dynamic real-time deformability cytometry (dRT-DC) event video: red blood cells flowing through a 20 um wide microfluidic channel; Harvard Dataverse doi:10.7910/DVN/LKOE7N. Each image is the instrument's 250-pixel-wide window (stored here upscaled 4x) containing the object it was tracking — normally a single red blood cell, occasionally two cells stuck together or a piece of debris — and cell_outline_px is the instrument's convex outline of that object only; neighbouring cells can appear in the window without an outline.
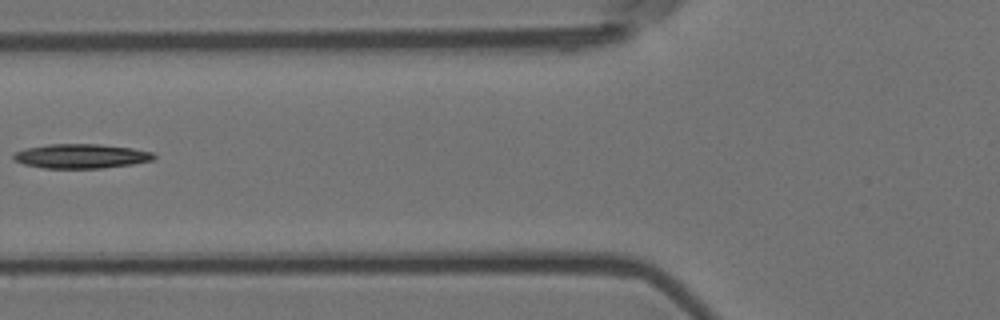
{"species": "Egyptian fruit bat (a non-hibernating species)", "species_latin": "Rousettus aegyptiacus", "temperature_condition": "room temperature", "stored_images_in_passage": 7, "camera_frame_rate_fps": 3000, "um_per_image_px": 0.085, "animal": {"sex": "female"}, "frame": {"image": 1, "passage_image": 6, "time_ms": 1.667, "image_size_px": [1000, 320], "cell_outline_px": [[156, 156], [152, 160], [132, 164], [104, 168], [44, 168], [24, 164], [16, 160], [12, 156], [16, 152], [24, 148], [48, 144], [100, 144], [132, 148], [152, 152]], "centroid_in_image_um": [6.9, 13.27], "position_along_channel_um": 118.9, "area_um2": 19.88}}
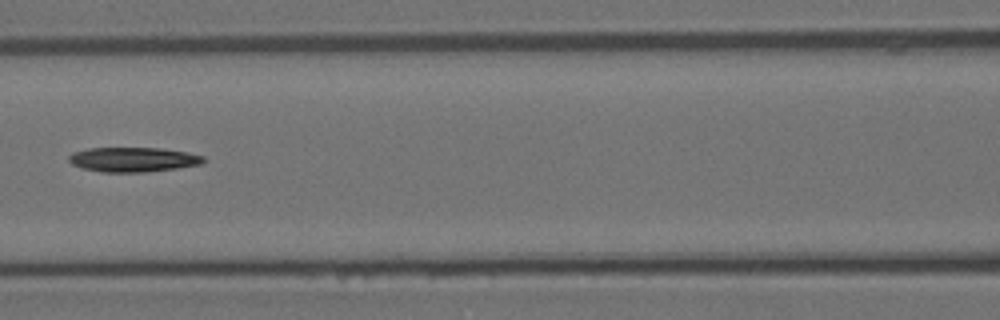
{"frame": {"image": 2, "passage_image": 7, "time_ms": 2.0, "image_size_px": [1000, 320], "cell_outline_px": [[204, 160], [200, 164], [176, 168], [144, 172], [100, 172], [80, 168], [72, 164], [68, 160], [68, 156], [72, 152], [88, 148], [160, 148], [184, 152], [204, 156]], "centroid_in_image_um": [11.23, 13.56], "position_along_channel_um": 155.4, "area_um2": 19.25}}